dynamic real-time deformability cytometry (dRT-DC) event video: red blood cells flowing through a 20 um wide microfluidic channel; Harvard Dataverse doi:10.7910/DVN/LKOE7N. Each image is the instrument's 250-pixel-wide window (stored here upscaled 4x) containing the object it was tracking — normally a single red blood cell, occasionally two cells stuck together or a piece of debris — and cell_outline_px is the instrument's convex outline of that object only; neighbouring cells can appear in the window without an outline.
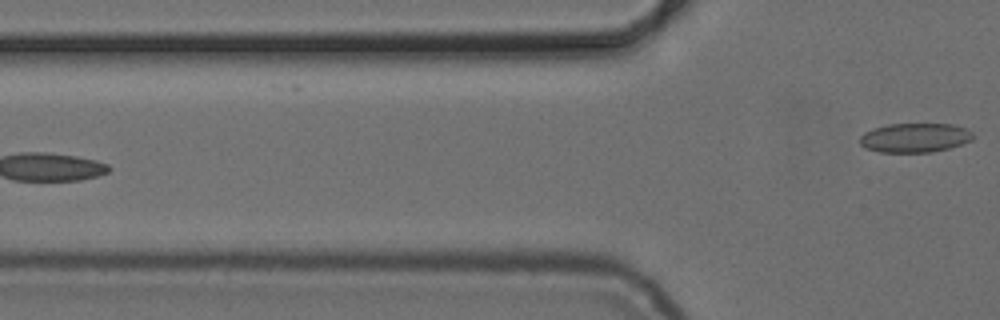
{"species": "common noctule bat (a hibernating species)", "species_latin": "Nyctalus noctula", "temperature_condition": "cold", "stored_images_in_passage": 6, "camera_frame_rate_fps": 3000, "um_per_image_px": 0.085, "animal": {"sex": "female", "body_mass_g": 24.6, "forearm_length_mm": 56.2}, "frame": {"image": 1, "passage_image": 6, "time_ms": 6.0, "image_size_px": [1000, 320], "cell_outline_px": [[972, 140], [948, 148], [932, 152], [880, 152], [864, 148], [860, 144], [860, 136], [864, 132], [872, 128], [888, 124], [952, 124], [968, 128], [972, 132]], "centroid_in_image_um": [77.73, 11.7], "position_along_channel_um": 48.1, "area_um2": 19.36}}